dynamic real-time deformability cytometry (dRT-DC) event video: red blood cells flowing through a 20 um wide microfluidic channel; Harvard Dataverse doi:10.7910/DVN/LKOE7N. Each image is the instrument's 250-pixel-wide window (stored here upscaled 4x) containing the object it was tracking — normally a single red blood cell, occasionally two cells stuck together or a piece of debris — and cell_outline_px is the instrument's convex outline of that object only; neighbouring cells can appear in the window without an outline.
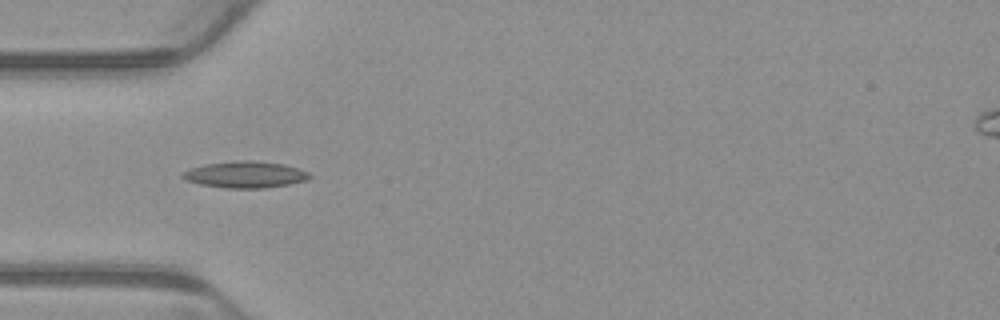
{"species": "common noctule bat (a hibernating species)", "species_latin": "Nyctalus noctula", "temperature_condition": "warm", "stored_images_in_passage": 4, "camera_frame_rate_fps": 3000, "um_per_image_px": 0.085, "animal": {"sex": "male", "body_mass_g": 23.1, "forearm_length_mm": 52.7}, "frame": {"image": 1, "passage_image": 2, "time_ms": 0.333, "image_size_px": [1000, 320], "cell_outline_px": [[312, 176], [308, 180], [288, 184], [264, 188], [224, 188], [200, 184], [184, 180], [180, 176], [184, 172], [192, 168], [204, 164], [244, 160], [248, 160], [284, 164], [308, 172]], "centroid_in_image_um": [20.84, 14.85], "position_along_channel_um": 64.2, "area_um2": 19.48}}
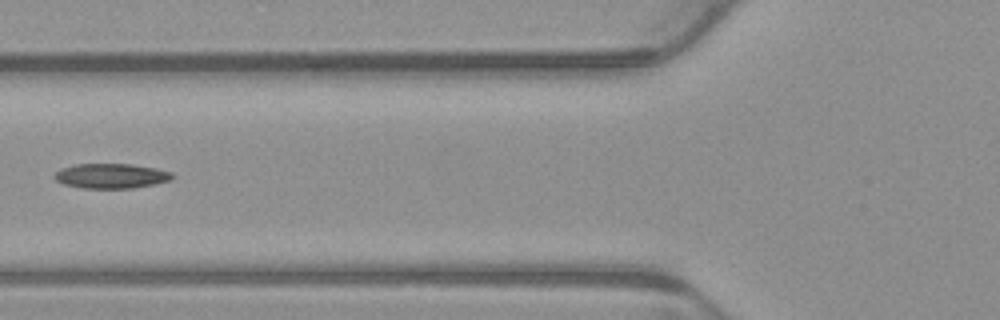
{"frame": {"image": 2, "passage_image": 3, "time_ms": 0.667, "image_size_px": [1000, 320], "cell_outline_px": [[172, 180], [132, 188], [84, 188], [64, 184], [56, 180], [52, 176], [60, 168], [76, 164], [132, 164], [156, 168], [172, 172]], "centroid_in_image_um": [9.42, 14.94], "position_along_channel_um": 116.4, "area_um2": 16.99}}
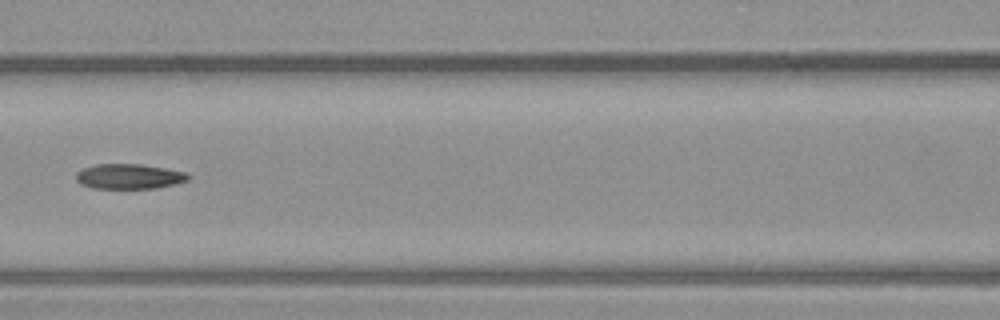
{"frame": {"image": 3, "passage_image": 4, "time_ms": 1.0, "image_size_px": [1000, 320], "cell_outline_px": [[192, 176], [188, 180], [176, 184], [156, 188], [92, 188], [80, 184], [76, 180], [76, 172], [84, 168], [96, 164], [140, 164], [188, 172]], "centroid_in_image_um": [11.0, 14.99], "position_along_channel_um": 155.6, "area_um2": 16.47}}